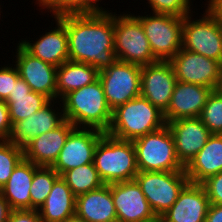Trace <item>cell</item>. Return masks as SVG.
Returning a JSON list of instances; mask_svg holds the SVG:
<instances>
[{"label": "cell", "instance_id": "obj_37", "mask_svg": "<svg viewBox=\"0 0 222 222\" xmlns=\"http://www.w3.org/2000/svg\"><path fill=\"white\" fill-rule=\"evenodd\" d=\"M7 222H43L35 209L12 210Z\"/></svg>", "mask_w": 222, "mask_h": 222}, {"label": "cell", "instance_id": "obj_33", "mask_svg": "<svg viewBox=\"0 0 222 222\" xmlns=\"http://www.w3.org/2000/svg\"><path fill=\"white\" fill-rule=\"evenodd\" d=\"M193 0H147L153 13L170 14L184 17L193 11Z\"/></svg>", "mask_w": 222, "mask_h": 222}, {"label": "cell", "instance_id": "obj_3", "mask_svg": "<svg viewBox=\"0 0 222 222\" xmlns=\"http://www.w3.org/2000/svg\"><path fill=\"white\" fill-rule=\"evenodd\" d=\"M165 125L164 112L140 95L112 111L111 125L106 133L120 140L133 141Z\"/></svg>", "mask_w": 222, "mask_h": 222}, {"label": "cell", "instance_id": "obj_32", "mask_svg": "<svg viewBox=\"0 0 222 222\" xmlns=\"http://www.w3.org/2000/svg\"><path fill=\"white\" fill-rule=\"evenodd\" d=\"M35 4L41 7V13L45 10L47 15L52 14L51 17L67 13H88V0H36Z\"/></svg>", "mask_w": 222, "mask_h": 222}, {"label": "cell", "instance_id": "obj_20", "mask_svg": "<svg viewBox=\"0 0 222 222\" xmlns=\"http://www.w3.org/2000/svg\"><path fill=\"white\" fill-rule=\"evenodd\" d=\"M212 89L177 81L170 104L164 112L166 123L183 118L199 117Z\"/></svg>", "mask_w": 222, "mask_h": 222}, {"label": "cell", "instance_id": "obj_15", "mask_svg": "<svg viewBox=\"0 0 222 222\" xmlns=\"http://www.w3.org/2000/svg\"><path fill=\"white\" fill-rule=\"evenodd\" d=\"M16 48V58L12 63H15L19 76L30 86L31 91L56 100L57 67L33 56L20 43Z\"/></svg>", "mask_w": 222, "mask_h": 222}, {"label": "cell", "instance_id": "obj_11", "mask_svg": "<svg viewBox=\"0 0 222 222\" xmlns=\"http://www.w3.org/2000/svg\"><path fill=\"white\" fill-rule=\"evenodd\" d=\"M169 62L177 81L216 90L222 66L218 61L181 48Z\"/></svg>", "mask_w": 222, "mask_h": 222}, {"label": "cell", "instance_id": "obj_16", "mask_svg": "<svg viewBox=\"0 0 222 222\" xmlns=\"http://www.w3.org/2000/svg\"><path fill=\"white\" fill-rule=\"evenodd\" d=\"M60 102L58 99L51 100L41 110L14 123L9 140L23 148L33 138L60 126L65 121L63 105Z\"/></svg>", "mask_w": 222, "mask_h": 222}, {"label": "cell", "instance_id": "obj_2", "mask_svg": "<svg viewBox=\"0 0 222 222\" xmlns=\"http://www.w3.org/2000/svg\"><path fill=\"white\" fill-rule=\"evenodd\" d=\"M65 120L75 127L97 129L106 133L111 125L109 108L101 81L73 90L62 99Z\"/></svg>", "mask_w": 222, "mask_h": 222}, {"label": "cell", "instance_id": "obj_40", "mask_svg": "<svg viewBox=\"0 0 222 222\" xmlns=\"http://www.w3.org/2000/svg\"><path fill=\"white\" fill-rule=\"evenodd\" d=\"M12 209L0 192V222H7Z\"/></svg>", "mask_w": 222, "mask_h": 222}, {"label": "cell", "instance_id": "obj_39", "mask_svg": "<svg viewBox=\"0 0 222 222\" xmlns=\"http://www.w3.org/2000/svg\"><path fill=\"white\" fill-rule=\"evenodd\" d=\"M204 6L222 22V0H208Z\"/></svg>", "mask_w": 222, "mask_h": 222}, {"label": "cell", "instance_id": "obj_12", "mask_svg": "<svg viewBox=\"0 0 222 222\" xmlns=\"http://www.w3.org/2000/svg\"><path fill=\"white\" fill-rule=\"evenodd\" d=\"M103 134L97 129L75 127L51 167L61 176L70 169L93 163L96 146Z\"/></svg>", "mask_w": 222, "mask_h": 222}, {"label": "cell", "instance_id": "obj_1", "mask_svg": "<svg viewBox=\"0 0 222 222\" xmlns=\"http://www.w3.org/2000/svg\"><path fill=\"white\" fill-rule=\"evenodd\" d=\"M55 17L67 31L69 61L90 64L101 71L117 60L114 51V12L111 9Z\"/></svg>", "mask_w": 222, "mask_h": 222}, {"label": "cell", "instance_id": "obj_38", "mask_svg": "<svg viewBox=\"0 0 222 222\" xmlns=\"http://www.w3.org/2000/svg\"><path fill=\"white\" fill-rule=\"evenodd\" d=\"M205 222H222V205L210 204Z\"/></svg>", "mask_w": 222, "mask_h": 222}, {"label": "cell", "instance_id": "obj_28", "mask_svg": "<svg viewBox=\"0 0 222 222\" xmlns=\"http://www.w3.org/2000/svg\"><path fill=\"white\" fill-rule=\"evenodd\" d=\"M61 178L70 187L75 196L95 190L104 185L93 163L70 169L64 172Z\"/></svg>", "mask_w": 222, "mask_h": 222}, {"label": "cell", "instance_id": "obj_30", "mask_svg": "<svg viewBox=\"0 0 222 222\" xmlns=\"http://www.w3.org/2000/svg\"><path fill=\"white\" fill-rule=\"evenodd\" d=\"M199 119L212 134H222V94L212 90Z\"/></svg>", "mask_w": 222, "mask_h": 222}, {"label": "cell", "instance_id": "obj_9", "mask_svg": "<svg viewBox=\"0 0 222 222\" xmlns=\"http://www.w3.org/2000/svg\"><path fill=\"white\" fill-rule=\"evenodd\" d=\"M138 183L155 215L160 218L189 183L184 171H138Z\"/></svg>", "mask_w": 222, "mask_h": 222}, {"label": "cell", "instance_id": "obj_21", "mask_svg": "<svg viewBox=\"0 0 222 222\" xmlns=\"http://www.w3.org/2000/svg\"><path fill=\"white\" fill-rule=\"evenodd\" d=\"M74 128L71 122L65 120L54 130L33 138L23 147L24 158L37 166L51 167Z\"/></svg>", "mask_w": 222, "mask_h": 222}, {"label": "cell", "instance_id": "obj_27", "mask_svg": "<svg viewBox=\"0 0 222 222\" xmlns=\"http://www.w3.org/2000/svg\"><path fill=\"white\" fill-rule=\"evenodd\" d=\"M99 79V71L86 63L66 61L57 67V99L69 92L90 85Z\"/></svg>", "mask_w": 222, "mask_h": 222}, {"label": "cell", "instance_id": "obj_8", "mask_svg": "<svg viewBox=\"0 0 222 222\" xmlns=\"http://www.w3.org/2000/svg\"><path fill=\"white\" fill-rule=\"evenodd\" d=\"M135 15L141 22L154 57L170 61L182 48L183 17L162 13Z\"/></svg>", "mask_w": 222, "mask_h": 222}, {"label": "cell", "instance_id": "obj_14", "mask_svg": "<svg viewBox=\"0 0 222 222\" xmlns=\"http://www.w3.org/2000/svg\"><path fill=\"white\" fill-rule=\"evenodd\" d=\"M177 82L169 61H157L141 66L140 95L165 112Z\"/></svg>", "mask_w": 222, "mask_h": 222}, {"label": "cell", "instance_id": "obj_42", "mask_svg": "<svg viewBox=\"0 0 222 222\" xmlns=\"http://www.w3.org/2000/svg\"><path fill=\"white\" fill-rule=\"evenodd\" d=\"M65 222H86L83 218L78 217L76 214L69 217Z\"/></svg>", "mask_w": 222, "mask_h": 222}, {"label": "cell", "instance_id": "obj_19", "mask_svg": "<svg viewBox=\"0 0 222 222\" xmlns=\"http://www.w3.org/2000/svg\"><path fill=\"white\" fill-rule=\"evenodd\" d=\"M51 18L56 22L52 30L46 29L35 41L20 39L18 42L33 56L58 67L69 61L68 35L65 26L56 17Z\"/></svg>", "mask_w": 222, "mask_h": 222}, {"label": "cell", "instance_id": "obj_5", "mask_svg": "<svg viewBox=\"0 0 222 222\" xmlns=\"http://www.w3.org/2000/svg\"><path fill=\"white\" fill-rule=\"evenodd\" d=\"M114 11V51L117 60L140 66L152 64L154 57L140 20L127 11Z\"/></svg>", "mask_w": 222, "mask_h": 222}, {"label": "cell", "instance_id": "obj_4", "mask_svg": "<svg viewBox=\"0 0 222 222\" xmlns=\"http://www.w3.org/2000/svg\"><path fill=\"white\" fill-rule=\"evenodd\" d=\"M93 164L104 184L132 181L138 173L133 142L114 138L107 133L98 141Z\"/></svg>", "mask_w": 222, "mask_h": 222}, {"label": "cell", "instance_id": "obj_7", "mask_svg": "<svg viewBox=\"0 0 222 222\" xmlns=\"http://www.w3.org/2000/svg\"><path fill=\"white\" fill-rule=\"evenodd\" d=\"M193 13L183 17L182 48L222 65V22L207 8L199 19Z\"/></svg>", "mask_w": 222, "mask_h": 222}, {"label": "cell", "instance_id": "obj_6", "mask_svg": "<svg viewBox=\"0 0 222 222\" xmlns=\"http://www.w3.org/2000/svg\"><path fill=\"white\" fill-rule=\"evenodd\" d=\"M132 142L138 171H184L175 152L174 137L167 125Z\"/></svg>", "mask_w": 222, "mask_h": 222}, {"label": "cell", "instance_id": "obj_17", "mask_svg": "<svg viewBox=\"0 0 222 222\" xmlns=\"http://www.w3.org/2000/svg\"><path fill=\"white\" fill-rule=\"evenodd\" d=\"M167 126L174 137L177 158L184 167L212 135L199 117L170 121Z\"/></svg>", "mask_w": 222, "mask_h": 222}, {"label": "cell", "instance_id": "obj_26", "mask_svg": "<svg viewBox=\"0 0 222 222\" xmlns=\"http://www.w3.org/2000/svg\"><path fill=\"white\" fill-rule=\"evenodd\" d=\"M50 101L45 95L31 91L30 86L19 77L6 100L12 125L41 110Z\"/></svg>", "mask_w": 222, "mask_h": 222}, {"label": "cell", "instance_id": "obj_43", "mask_svg": "<svg viewBox=\"0 0 222 222\" xmlns=\"http://www.w3.org/2000/svg\"><path fill=\"white\" fill-rule=\"evenodd\" d=\"M216 90H217L220 94H222V66H221V70H220L219 83H218V86H217Z\"/></svg>", "mask_w": 222, "mask_h": 222}, {"label": "cell", "instance_id": "obj_36", "mask_svg": "<svg viewBox=\"0 0 222 222\" xmlns=\"http://www.w3.org/2000/svg\"><path fill=\"white\" fill-rule=\"evenodd\" d=\"M12 130L8 105L5 100H0V140H9Z\"/></svg>", "mask_w": 222, "mask_h": 222}, {"label": "cell", "instance_id": "obj_34", "mask_svg": "<svg viewBox=\"0 0 222 222\" xmlns=\"http://www.w3.org/2000/svg\"><path fill=\"white\" fill-rule=\"evenodd\" d=\"M9 65V66H8ZM12 65V66H11ZM19 73L15 65L8 64L0 67V100H7L9 93L13 90L16 80L19 78Z\"/></svg>", "mask_w": 222, "mask_h": 222}, {"label": "cell", "instance_id": "obj_25", "mask_svg": "<svg viewBox=\"0 0 222 222\" xmlns=\"http://www.w3.org/2000/svg\"><path fill=\"white\" fill-rule=\"evenodd\" d=\"M75 207L76 196L60 176L37 211L43 222H65L75 215Z\"/></svg>", "mask_w": 222, "mask_h": 222}, {"label": "cell", "instance_id": "obj_41", "mask_svg": "<svg viewBox=\"0 0 222 222\" xmlns=\"http://www.w3.org/2000/svg\"><path fill=\"white\" fill-rule=\"evenodd\" d=\"M102 0H88V13H97L104 10H107L106 8L99 6Z\"/></svg>", "mask_w": 222, "mask_h": 222}, {"label": "cell", "instance_id": "obj_10", "mask_svg": "<svg viewBox=\"0 0 222 222\" xmlns=\"http://www.w3.org/2000/svg\"><path fill=\"white\" fill-rule=\"evenodd\" d=\"M99 80L106 102L113 111L140 96L141 66L116 60L109 67L99 71Z\"/></svg>", "mask_w": 222, "mask_h": 222}, {"label": "cell", "instance_id": "obj_13", "mask_svg": "<svg viewBox=\"0 0 222 222\" xmlns=\"http://www.w3.org/2000/svg\"><path fill=\"white\" fill-rule=\"evenodd\" d=\"M117 222L159 220L135 180L110 184Z\"/></svg>", "mask_w": 222, "mask_h": 222}, {"label": "cell", "instance_id": "obj_31", "mask_svg": "<svg viewBox=\"0 0 222 222\" xmlns=\"http://www.w3.org/2000/svg\"><path fill=\"white\" fill-rule=\"evenodd\" d=\"M23 157L22 147L10 140H0V189L7 183L13 169Z\"/></svg>", "mask_w": 222, "mask_h": 222}, {"label": "cell", "instance_id": "obj_24", "mask_svg": "<svg viewBox=\"0 0 222 222\" xmlns=\"http://www.w3.org/2000/svg\"><path fill=\"white\" fill-rule=\"evenodd\" d=\"M189 182L201 184L222 171V134H212L203 148L184 167Z\"/></svg>", "mask_w": 222, "mask_h": 222}, {"label": "cell", "instance_id": "obj_22", "mask_svg": "<svg viewBox=\"0 0 222 222\" xmlns=\"http://www.w3.org/2000/svg\"><path fill=\"white\" fill-rule=\"evenodd\" d=\"M75 214L86 222H117L110 184L76 196Z\"/></svg>", "mask_w": 222, "mask_h": 222}, {"label": "cell", "instance_id": "obj_29", "mask_svg": "<svg viewBox=\"0 0 222 222\" xmlns=\"http://www.w3.org/2000/svg\"><path fill=\"white\" fill-rule=\"evenodd\" d=\"M59 177L52 167L40 166L34 172L30 189L31 209L38 210L43 205Z\"/></svg>", "mask_w": 222, "mask_h": 222}, {"label": "cell", "instance_id": "obj_18", "mask_svg": "<svg viewBox=\"0 0 222 222\" xmlns=\"http://www.w3.org/2000/svg\"><path fill=\"white\" fill-rule=\"evenodd\" d=\"M210 202L201 184L188 183L160 222H205Z\"/></svg>", "mask_w": 222, "mask_h": 222}, {"label": "cell", "instance_id": "obj_23", "mask_svg": "<svg viewBox=\"0 0 222 222\" xmlns=\"http://www.w3.org/2000/svg\"><path fill=\"white\" fill-rule=\"evenodd\" d=\"M39 167L23 157L13 169L7 183L0 189L12 210L31 209V183L34 172Z\"/></svg>", "mask_w": 222, "mask_h": 222}, {"label": "cell", "instance_id": "obj_35", "mask_svg": "<svg viewBox=\"0 0 222 222\" xmlns=\"http://www.w3.org/2000/svg\"><path fill=\"white\" fill-rule=\"evenodd\" d=\"M210 204L222 205V171L201 183Z\"/></svg>", "mask_w": 222, "mask_h": 222}]
</instances>
